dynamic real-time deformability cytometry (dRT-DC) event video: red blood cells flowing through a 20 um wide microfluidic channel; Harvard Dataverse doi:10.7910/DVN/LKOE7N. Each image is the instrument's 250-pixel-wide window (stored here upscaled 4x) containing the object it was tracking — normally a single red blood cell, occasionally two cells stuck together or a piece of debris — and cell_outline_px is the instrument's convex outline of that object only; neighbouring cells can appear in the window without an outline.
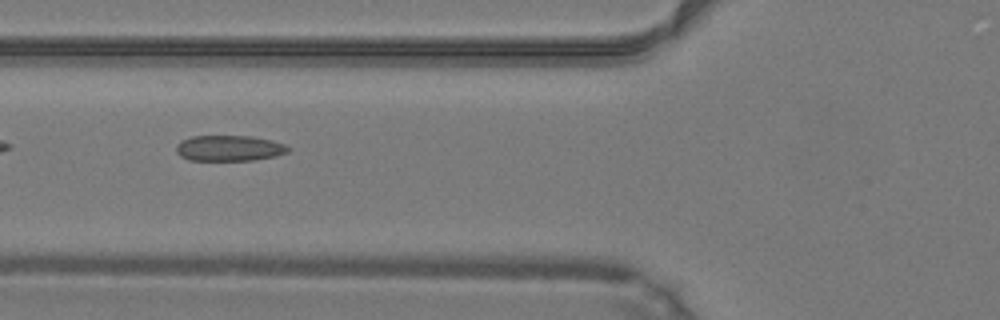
{"species": "common noctule bat (a hibernating species)", "species_latin": "Nyctalus noctula", "temperature_condition": "warm", "stored_images_in_passage": 34, "camera_frame_rate_fps": 3000, "um_per_image_px": 0.085, "animal": {"sex": "male", "body_mass_g": 19.2, "forearm_length_mm": 51.8}, "frame": {"image": 1, "passage_image": 4, "time_ms": 1.0, "image_size_px": [1000, 320], "cell_outline_px": [[292, 148], [288, 152], [276, 156], [252, 160], [188, 160], [180, 156], [176, 152], [176, 144], [180, 140], [192, 136], [252, 136], [272, 140], [284, 144]], "centroid_in_image_um": [19.47, 12.59], "position_along_channel_um": 106.3, "area_um2": 16.94}}
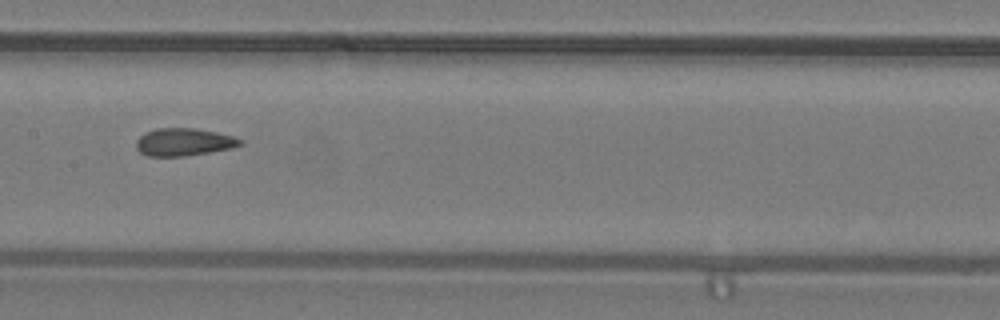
{"frame": {"image": 2, "passage_image": 10, "time_ms": 3.0, "image_size_px": [1000, 320], "cell_outline_px": [[244, 144], [232, 148], [184, 156], [148, 156], [140, 152], [136, 148], [136, 140], [144, 132], [156, 128], [196, 128], [216, 132], [232, 136], [244, 140]], "centroid_in_image_um": [15.62, 12.06], "position_along_channel_um": 191.8, "area_um2": 16.82}}
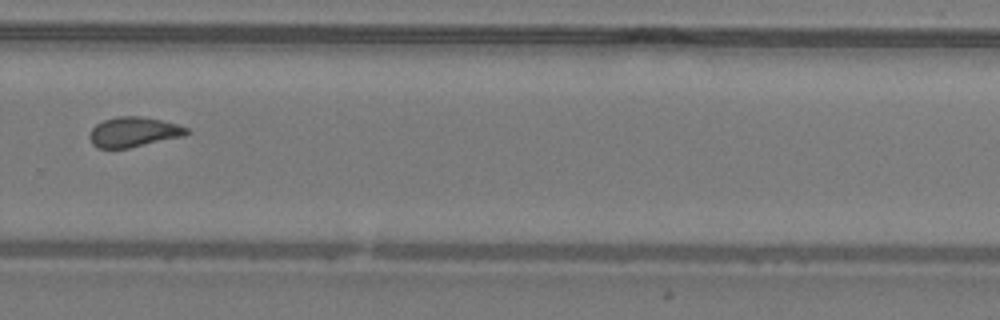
{"frame": {"image": 3, "passage_image": 19, "time_ms": 6.0, "image_size_px": [1000, 320], "cell_outline_px": [[192, 132], [184, 136], [128, 148], [96, 148], [92, 144], [92, 128], [96, 124], [104, 120], [116, 116], [144, 116], [176, 124], [188, 128]], "centroid_in_image_um": [11.4, 11.21], "position_along_channel_um": 318.4, "area_um2": 16.82}, "authors_computed_cell_mechanics": {"area_um2": 16.9354, "velocity_mm_per_s": 4.2445, "shape_relaxation_time_tau1_ms": null, "shape_relaxation_time_tau2_ms": 1.649, "deformation_change_tau1": null, "deformation_change_tau2": 0.0864}}